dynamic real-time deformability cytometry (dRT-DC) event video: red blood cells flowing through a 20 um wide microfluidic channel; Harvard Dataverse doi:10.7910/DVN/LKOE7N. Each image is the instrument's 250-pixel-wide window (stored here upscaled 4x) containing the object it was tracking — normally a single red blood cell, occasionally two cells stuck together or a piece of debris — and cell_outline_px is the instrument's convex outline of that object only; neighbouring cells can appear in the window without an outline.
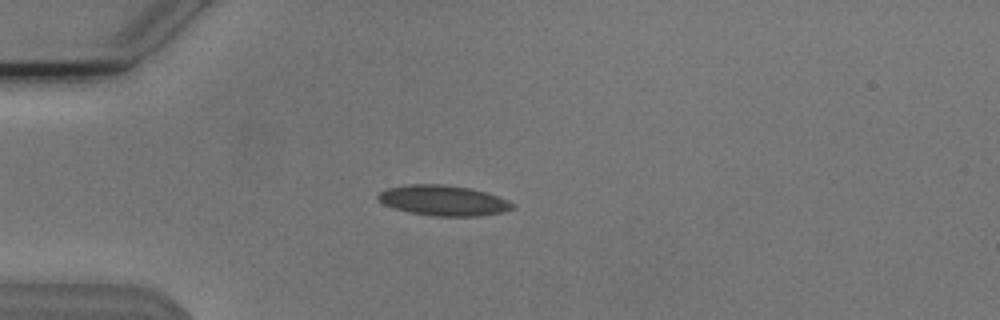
{"species": "Egyptian fruit bat (a non-hibernating species)", "species_latin": "Rousettus aegyptiacus", "temperature_condition": "cold", "stored_images_in_passage": 40, "camera_frame_rate_fps": 3000, "um_per_image_px": 0.085, "animal": {"sex": "male"}, "frame": {"image": 1, "passage_image": 1, "time_ms": 0.0, "image_size_px": [1000, 320], "cell_outline_px": [[512, 208], [500, 212], [480, 216], [432, 216], [408, 212], [384, 204], [376, 196], [380, 192], [388, 188], [408, 184], [444, 184], [468, 188], [484, 192], [508, 200], [512, 204]], "centroid_in_image_um": [37.64, 17.04], "position_along_channel_um": 47.4, "area_um2": 23.41}}
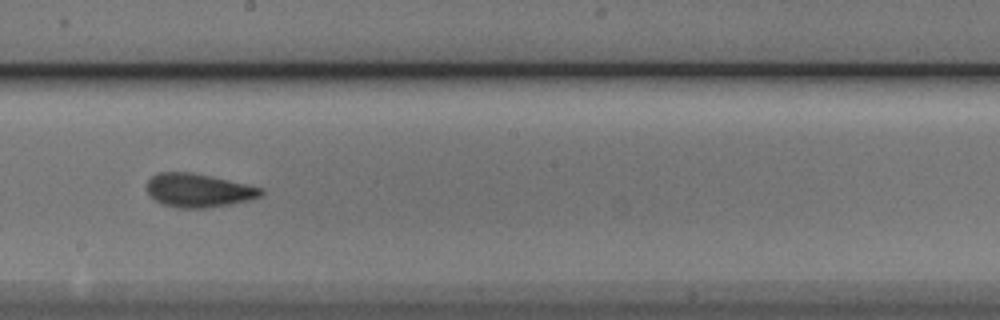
{"frame": {"image": 2, "passage_image": 17, "time_ms": 5.333, "image_size_px": [1000, 320], "cell_outline_px": [[264, 192], [260, 196], [248, 200], [228, 204], [204, 208], [176, 208], [164, 204], [156, 200], [148, 192], [148, 180], [152, 176], [160, 172], [192, 172], [264, 188]], "centroid_in_image_um": [16.88, 16.18], "position_along_channel_um": 231.3, "area_um2": 22.02}}
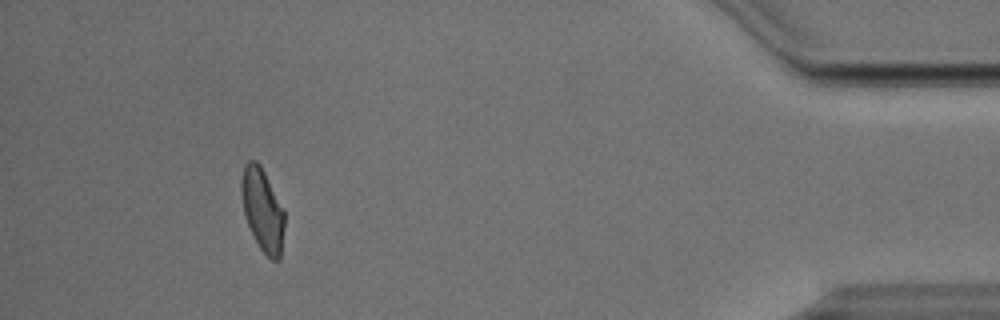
{"frame": {"image": 3, "passage_image": 36, "time_ms": 11.667, "image_size_px": [1000, 320], "cell_outline_px": [[284, 228], [280, 260], [272, 260], [260, 248], [244, 216], [240, 192], [240, 180], [244, 164], [248, 160], [256, 160], [260, 164], [284, 208]], "centroid_in_image_um": [22.3, 17.79], "position_along_channel_um": 412.9, "area_um2": 20.98}, "authors_computed_cell_mechanics": {"area_um2": 21.5883, "velocity_mm_per_s": 3.816, "shape_relaxation_time_tau1_ms": 5.2574, "shape_relaxation_time_tau2_ms": 1.5559, "deformation_change_tau1": 0.1448, "deformation_change_tau2": 0.0784}}